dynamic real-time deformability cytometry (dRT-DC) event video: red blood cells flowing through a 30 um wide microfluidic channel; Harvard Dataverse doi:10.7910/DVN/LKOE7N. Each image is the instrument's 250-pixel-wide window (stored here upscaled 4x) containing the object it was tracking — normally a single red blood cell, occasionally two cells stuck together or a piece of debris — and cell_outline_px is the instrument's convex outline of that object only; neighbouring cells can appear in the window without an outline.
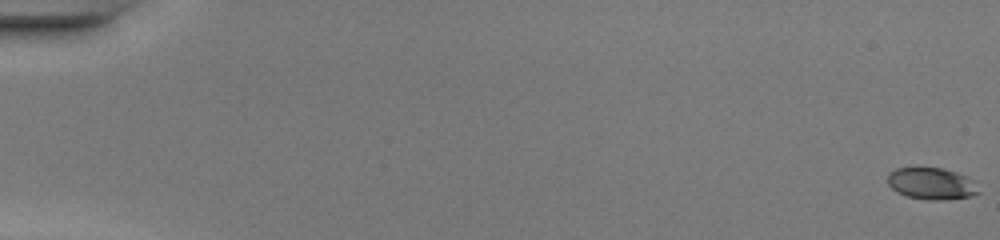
{"species": "common noctule bat (a hibernating species)", "species_latin": "Nyctalus noctula", "temperature_condition": "warm", "stored_images_in_passage": 50, "camera_frame_rate_fps": 3000, "um_per_image_px": 0.085, "animal": {"sex": "female", "body_mass_g": 20.0, "forearm_length_mm": 54.0}, "frame": {"image": 1, "passage_image": 1, "time_ms": 0.0, "image_size_px": [1000, 240], "cell_outline_px": [[980, 192], [972, 196], [944, 200], [928, 200], [908, 196], [896, 192], [888, 184], [888, 172], [896, 168], [916, 164], [940, 168], [956, 172], [972, 180]], "centroid_in_image_um": [79.11, 15.56], "position_along_channel_um": 5.9, "area_um2": 17.34}}
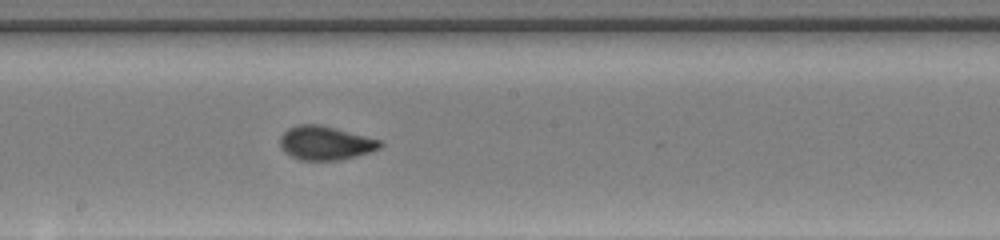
{"frame": {"image": 2, "passage_image": 29, "time_ms": 9.333, "image_size_px": [1000, 240], "cell_outline_px": [[384, 144], [380, 148], [356, 156], [340, 160], [300, 160], [284, 152], [280, 148], [280, 136], [288, 128], [300, 124], [320, 124], [336, 128], [380, 140]], "centroid_in_image_um": [27.63, 12.15], "position_along_channel_um": 220.6, "area_um2": 19.71}}
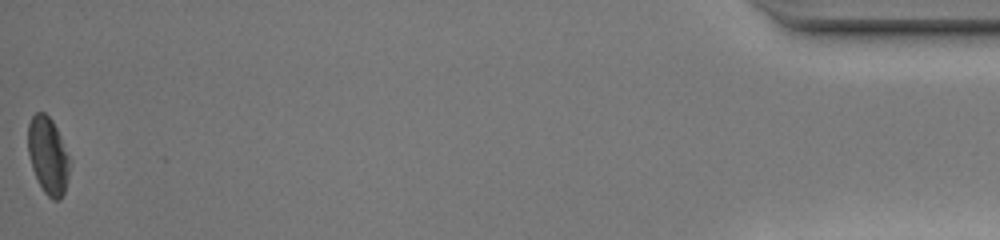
{"frame": {"image": 3, "passage_image": 50, "time_ms": 16.333, "image_size_px": [1000, 240], "cell_outline_px": [[68, 176], [64, 192], [60, 200], [52, 200], [44, 192], [32, 168], [28, 152], [28, 124], [32, 116], [36, 112], [44, 112], [52, 120], [60, 136], [68, 156]], "centroid_in_image_um": [4.06, 13.22], "position_along_channel_um": 431.1, "area_um2": 18.32}, "authors_computed_cell_mechanics": {"area_um2": 18.785, "velocity_mm_per_s": 4.2993, "shape_relaxation_time_tau1_ms": 5.7121, "shape_relaxation_time_tau2_ms": null, "deformation_change_tau1": 0.1849, "deformation_change_tau2": null}}